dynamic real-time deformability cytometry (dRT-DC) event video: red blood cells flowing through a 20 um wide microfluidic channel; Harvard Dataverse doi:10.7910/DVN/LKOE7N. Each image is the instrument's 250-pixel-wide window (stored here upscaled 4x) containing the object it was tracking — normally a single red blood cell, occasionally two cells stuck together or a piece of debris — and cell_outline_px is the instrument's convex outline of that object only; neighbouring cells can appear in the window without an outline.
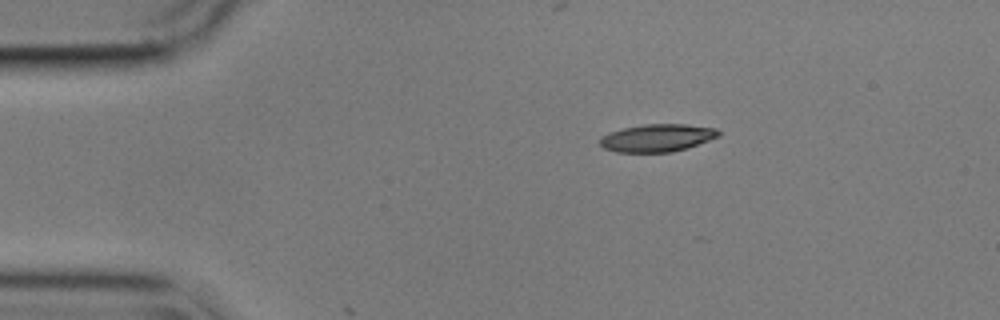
{"species": "common noctule bat (a hibernating species)", "species_latin": "Nyctalus noctula", "temperature_condition": "cold", "stored_images_in_passage": 47, "camera_frame_rate_fps": 3000, "um_per_image_px": 0.085, "animal": {"sex": "male", "body_mass_g": 17.9}, "frame": {"image": 1, "passage_image": 1, "time_ms": 0.0, "image_size_px": [1000, 320], "cell_outline_px": [[720, 136], [688, 148], [672, 152], [616, 152], [604, 148], [600, 144], [600, 136], [608, 132], [624, 128], [644, 124], [684, 124], [716, 128], [720, 132]], "centroid_in_image_um": [55.86, 11.72], "position_along_channel_um": 29.1, "area_um2": 19.19}}
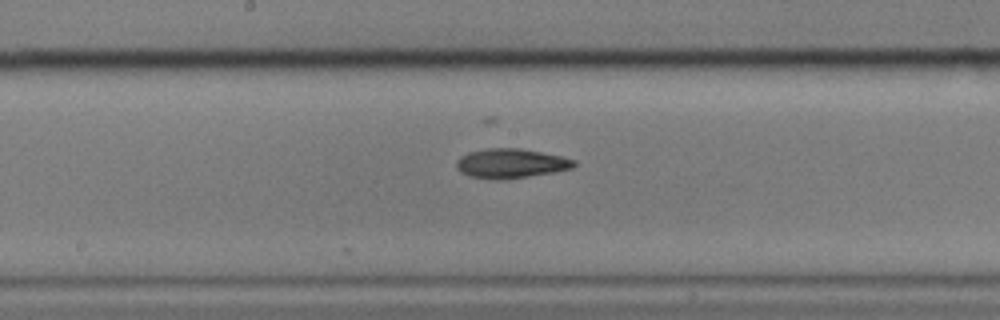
{"frame": {"image": 2, "passage_image": 20, "time_ms": 6.333, "image_size_px": [1000, 320], "cell_outline_px": [[576, 164], [572, 168], [552, 172], [508, 180], [492, 180], [468, 176], [460, 172], [456, 168], [456, 160], [460, 156], [468, 152], [488, 148], [520, 148], [560, 156], [576, 160]], "centroid_in_image_um": [43.37, 13.9], "position_along_channel_um": 204.8, "area_um2": 20.4}}
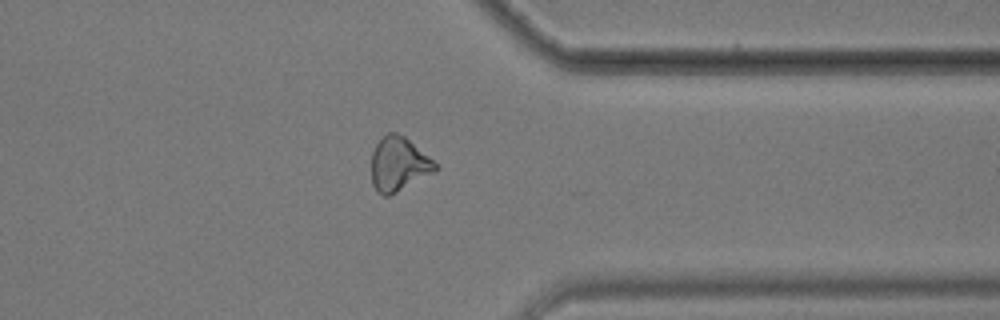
{"frame": {"image": 3, "passage_image": 35, "time_ms": 11.333, "image_size_px": [1000, 320], "cell_outline_px": [[440, 168], [436, 172], [388, 196], [384, 196], [376, 192], [372, 184], [372, 152], [376, 144], [388, 132], [396, 132], [404, 136], [428, 156]], "centroid_in_image_um": [33.88, 13.97], "position_along_channel_um": 377.5, "area_um2": 20.06}, "authors_computed_cell_mechanics": {"area_um2": 20.1144, "velocity_mm_per_s": 3.5821, "shape_relaxation_time_tau1_ms": 4.3743, "shape_relaxation_time_tau2_ms": 10.7993, "deformation_change_tau1": 0.1424, "deformation_change_tau2": 0.2127}}